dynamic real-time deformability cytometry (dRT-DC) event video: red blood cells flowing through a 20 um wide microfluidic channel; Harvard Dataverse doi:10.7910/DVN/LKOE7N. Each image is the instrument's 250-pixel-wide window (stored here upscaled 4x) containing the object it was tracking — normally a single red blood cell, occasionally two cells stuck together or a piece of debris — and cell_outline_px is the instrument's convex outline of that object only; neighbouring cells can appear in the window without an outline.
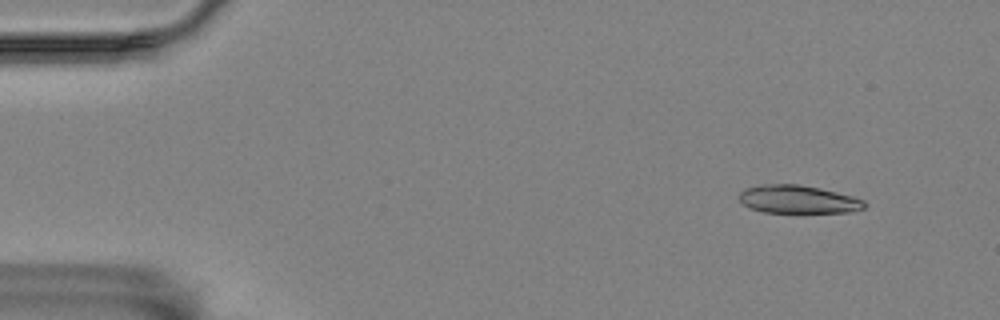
{"species": "Egyptian fruit bat (a non-hibernating species)", "species_latin": "Rousettus aegyptiacus", "temperature_condition": "room temperature", "stored_images_in_passage": 4, "camera_frame_rate_fps": 3000, "um_per_image_px": 0.085, "animal": {"sex": "female"}, "frame": {"image": 1, "passage_image": 2, "time_ms": 1.0, "image_size_px": [1000, 320], "cell_outline_px": [[868, 204], [864, 208], [848, 212], [764, 212], [748, 208], [736, 196], [744, 188], [760, 184], [800, 184], [820, 188], [852, 196], [864, 200]], "centroid_in_image_um": [67.79, 16.93], "position_along_channel_um": 17.2, "area_um2": 20.63}}